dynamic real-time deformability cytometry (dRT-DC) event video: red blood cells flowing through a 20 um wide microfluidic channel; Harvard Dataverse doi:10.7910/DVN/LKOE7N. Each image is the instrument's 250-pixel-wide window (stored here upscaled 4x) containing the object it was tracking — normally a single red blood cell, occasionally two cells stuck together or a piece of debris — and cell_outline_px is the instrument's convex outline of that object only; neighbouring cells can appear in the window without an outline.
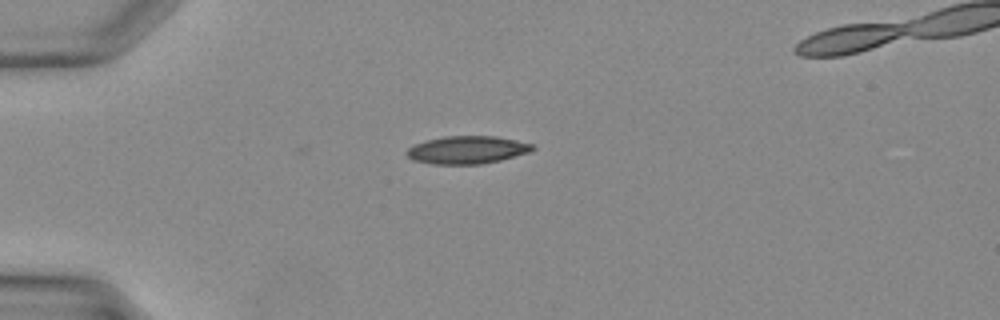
{"species": "Egyptian fruit bat (a non-hibernating species)", "species_latin": "Rousettus aegyptiacus", "temperature_condition": "warm", "stored_images_in_passage": 29, "camera_frame_rate_fps": 3000, "um_per_image_px": 0.085, "animal": {"sex": "female"}, "frame": {"image": 1, "passage_image": 1, "time_ms": 0.0, "image_size_px": [1000, 320], "cell_outline_px": [[536, 148], [528, 152], [500, 160], [480, 164], [432, 164], [412, 160], [404, 152], [408, 148], [416, 144], [428, 140], [444, 136], [496, 136], [516, 140], [532, 144]], "centroid_in_image_um": [39.69, 12.74], "position_along_channel_um": 45.3, "area_um2": 20.23}}
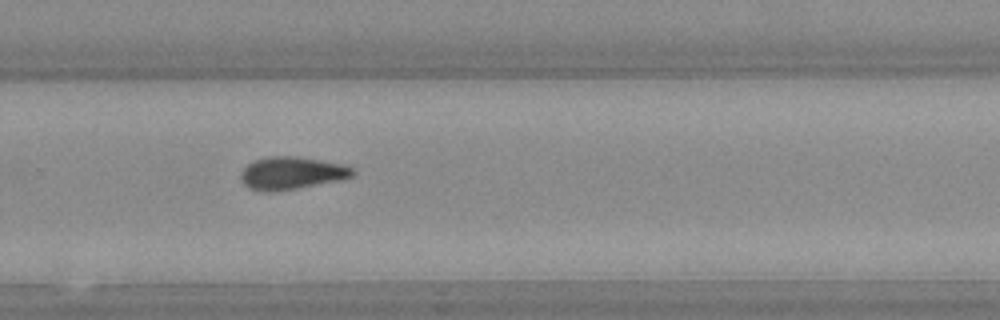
{"frame": {"image": 2, "passage_image": 17, "time_ms": 5.333, "image_size_px": [1000, 320], "cell_outline_px": [[356, 172], [352, 176], [340, 180], [296, 188], [248, 188], [240, 180], [240, 172], [248, 164], [256, 160], [272, 156], [296, 156], [344, 164], [352, 168]], "centroid_in_image_um": [24.84, 14.66], "position_along_channel_um": 305.0, "area_um2": 20.4}}
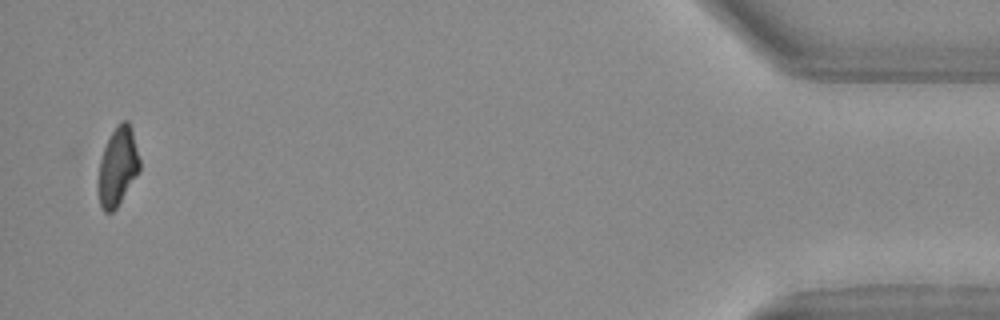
{"frame": {"image": 3, "passage_image": 28, "time_ms": 9.0, "image_size_px": [1000, 320], "cell_outline_px": [[140, 172], [116, 208], [112, 212], [104, 212], [100, 204], [100, 160], [104, 148], [116, 124], [120, 120], [128, 120], [132, 128], [140, 160]], "centroid_in_image_um": [10.06, 14.11], "position_along_channel_um": 425.1, "area_um2": 18.67}}